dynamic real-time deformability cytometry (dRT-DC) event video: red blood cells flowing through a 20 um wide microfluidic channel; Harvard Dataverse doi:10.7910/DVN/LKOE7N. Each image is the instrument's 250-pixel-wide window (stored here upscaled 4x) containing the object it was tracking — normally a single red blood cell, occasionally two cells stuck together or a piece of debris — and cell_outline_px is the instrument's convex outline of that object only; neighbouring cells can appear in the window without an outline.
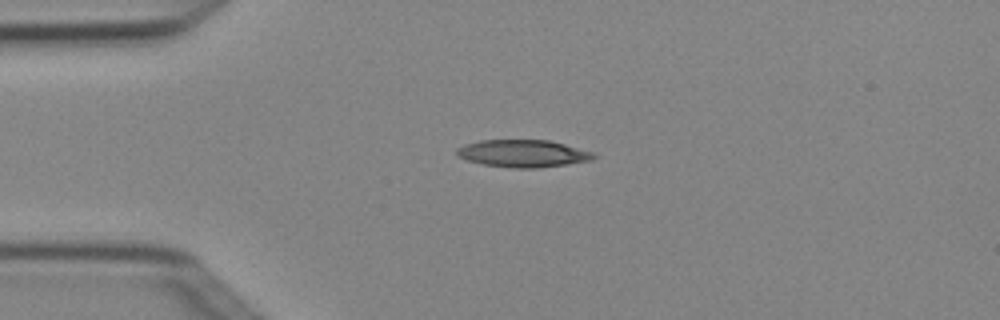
{"species": "Egyptian fruit bat (a non-hibernating species)", "species_latin": "Rousettus aegyptiacus", "temperature_condition": "cold", "stored_images_in_passage": 4, "camera_frame_rate_fps": 3000, "um_per_image_px": 0.085, "animal": {"sex": "female"}, "frame": {"image": 1, "passage_image": 3, "time_ms": 0.667, "image_size_px": [1000, 320], "cell_outline_px": [[596, 156], [592, 160], [568, 164], [536, 168], [512, 168], [484, 164], [468, 160], [460, 156], [456, 152], [456, 148], [464, 144], [480, 140], [548, 140], [596, 152]], "centroid_in_image_um": [44.49, 13.04], "position_along_channel_um": 40.5, "area_um2": 21.79}}